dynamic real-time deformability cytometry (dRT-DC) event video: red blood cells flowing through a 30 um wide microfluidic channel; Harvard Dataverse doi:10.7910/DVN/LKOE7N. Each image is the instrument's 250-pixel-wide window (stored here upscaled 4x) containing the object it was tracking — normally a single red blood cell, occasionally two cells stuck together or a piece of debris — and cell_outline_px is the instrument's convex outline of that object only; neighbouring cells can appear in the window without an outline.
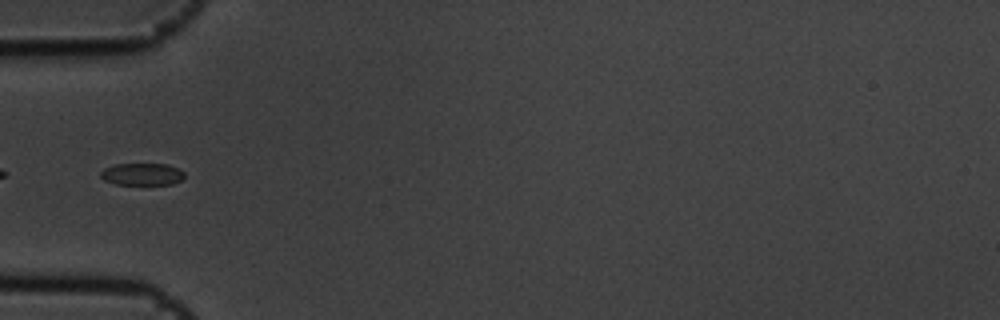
{"species": "common noctule bat (a hibernating species)", "species_latin": "Nyctalus noctula", "temperature_condition": "cold", "stored_images_in_passage": 6, "camera_frame_rate_fps": 3000, "um_per_image_px": 0.085, "animal": {"sex": "male", "body_mass_g": 19.5, "forearm_length_mm": 54.6}, "frame": {"image": 1, "passage_image": 6, "time_ms": 1.667, "image_size_px": [1000, 320], "cell_outline_px": [[184, 176], [180, 180], [172, 184], [116, 184], [104, 180], [100, 176], [100, 172], [104, 168], [116, 164], [168, 164], [184, 172]], "centroid_in_image_um": [12.05, 14.8], "position_along_channel_um": 72.9, "area_um2": 10.69}}